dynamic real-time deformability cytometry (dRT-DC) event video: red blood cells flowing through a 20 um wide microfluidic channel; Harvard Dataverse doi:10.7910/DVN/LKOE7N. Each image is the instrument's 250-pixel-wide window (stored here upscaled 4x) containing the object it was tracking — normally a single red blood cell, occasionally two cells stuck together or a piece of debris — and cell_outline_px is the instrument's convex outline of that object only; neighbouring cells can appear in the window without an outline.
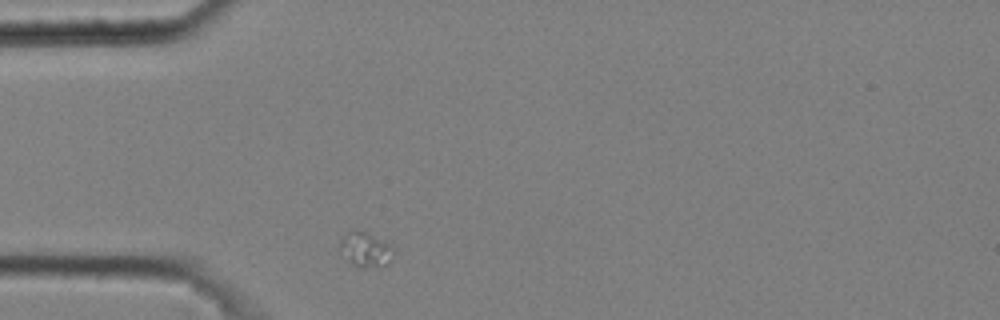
{"species": "common noctule bat (a hibernating species)", "species_latin": "Nyctalus noctula", "temperature_condition": "cold", "stored_images_in_passage": 1, "camera_frame_rate_fps": 3000, "um_per_image_px": 0.085, "animal": {"sex": "male", "body_mass_g": 20.4}, "frame": {"image": 1, "passage_image": 1, "time_ms": 0.0, "image_size_px": [1000, 320], "cell_outline_px": [[392, 260], [388, 264], [380, 268], [376, 268], [352, 264], [340, 244], [340, 240], [352, 228], [364, 232], [384, 240], [388, 244]], "centroid_in_image_um": [31.09, 21.2], "position_along_channel_um": 53.9, "area_um2": 10.23}}